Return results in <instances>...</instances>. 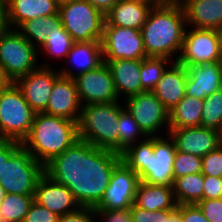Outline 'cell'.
I'll return each instance as SVG.
<instances>
[{"label":"cell","mask_w":222,"mask_h":222,"mask_svg":"<svg viewBox=\"0 0 222 222\" xmlns=\"http://www.w3.org/2000/svg\"><path fill=\"white\" fill-rule=\"evenodd\" d=\"M121 154L77 140L44 166L53 181L67 186L81 207L95 208L104 196Z\"/></svg>","instance_id":"obj_1"},{"label":"cell","mask_w":222,"mask_h":222,"mask_svg":"<svg viewBox=\"0 0 222 222\" xmlns=\"http://www.w3.org/2000/svg\"><path fill=\"white\" fill-rule=\"evenodd\" d=\"M186 26L181 3L153 7L140 30L146 56L170 59L175 53H181Z\"/></svg>","instance_id":"obj_2"},{"label":"cell","mask_w":222,"mask_h":222,"mask_svg":"<svg viewBox=\"0 0 222 222\" xmlns=\"http://www.w3.org/2000/svg\"><path fill=\"white\" fill-rule=\"evenodd\" d=\"M77 122L62 117L35 113L31 131L22 145L45 166L78 140Z\"/></svg>","instance_id":"obj_3"},{"label":"cell","mask_w":222,"mask_h":222,"mask_svg":"<svg viewBox=\"0 0 222 222\" xmlns=\"http://www.w3.org/2000/svg\"><path fill=\"white\" fill-rule=\"evenodd\" d=\"M118 102L83 105L77 123L79 140L118 153L119 116L124 110Z\"/></svg>","instance_id":"obj_4"},{"label":"cell","mask_w":222,"mask_h":222,"mask_svg":"<svg viewBox=\"0 0 222 222\" xmlns=\"http://www.w3.org/2000/svg\"><path fill=\"white\" fill-rule=\"evenodd\" d=\"M35 112L13 82L0 90V136L22 143L29 135Z\"/></svg>","instance_id":"obj_5"},{"label":"cell","mask_w":222,"mask_h":222,"mask_svg":"<svg viewBox=\"0 0 222 222\" xmlns=\"http://www.w3.org/2000/svg\"><path fill=\"white\" fill-rule=\"evenodd\" d=\"M58 13L74 42L102 41L105 14L87 0L60 4Z\"/></svg>","instance_id":"obj_6"},{"label":"cell","mask_w":222,"mask_h":222,"mask_svg":"<svg viewBox=\"0 0 222 222\" xmlns=\"http://www.w3.org/2000/svg\"><path fill=\"white\" fill-rule=\"evenodd\" d=\"M44 174V166L34 159L33 154L21 145L4 162L0 185L6 194H35L36 184Z\"/></svg>","instance_id":"obj_7"},{"label":"cell","mask_w":222,"mask_h":222,"mask_svg":"<svg viewBox=\"0 0 222 222\" xmlns=\"http://www.w3.org/2000/svg\"><path fill=\"white\" fill-rule=\"evenodd\" d=\"M38 51L17 29L8 28L0 35V64L15 82L37 67Z\"/></svg>","instance_id":"obj_8"},{"label":"cell","mask_w":222,"mask_h":222,"mask_svg":"<svg viewBox=\"0 0 222 222\" xmlns=\"http://www.w3.org/2000/svg\"><path fill=\"white\" fill-rule=\"evenodd\" d=\"M175 61L186 68L203 63L222 61L221 45L217 30L186 29L180 55Z\"/></svg>","instance_id":"obj_9"},{"label":"cell","mask_w":222,"mask_h":222,"mask_svg":"<svg viewBox=\"0 0 222 222\" xmlns=\"http://www.w3.org/2000/svg\"><path fill=\"white\" fill-rule=\"evenodd\" d=\"M103 60H142L147 58L139 29L104 24L101 41Z\"/></svg>","instance_id":"obj_10"},{"label":"cell","mask_w":222,"mask_h":222,"mask_svg":"<svg viewBox=\"0 0 222 222\" xmlns=\"http://www.w3.org/2000/svg\"><path fill=\"white\" fill-rule=\"evenodd\" d=\"M139 176L121 161L113 170L104 196L94 210L124 211L132 207Z\"/></svg>","instance_id":"obj_11"},{"label":"cell","mask_w":222,"mask_h":222,"mask_svg":"<svg viewBox=\"0 0 222 222\" xmlns=\"http://www.w3.org/2000/svg\"><path fill=\"white\" fill-rule=\"evenodd\" d=\"M147 136H154L162 126L169 132V111L152 91L132 95L124 107Z\"/></svg>","instance_id":"obj_12"},{"label":"cell","mask_w":222,"mask_h":222,"mask_svg":"<svg viewBox=\"0 0 222 222\" xmlns=\"http://www.w3.org/2000/svg\"><path fill=\"white\" fill-rule=\"evenodd\" d=\"M81 105L119 101L113 76L106 63L74 78ZM85 102V103H84Z\"/></svg>","instance_id":"obj_13"},{"label":"cell","mask_w":222,"mask_h":222,"mask_svg":"<svg viewBox=\"0 0 222 222\" xmlns=\"http://www.w3.org/2000/svg\"><path fill=\"white\" fill-rule=\"evenodd\" d=\"M50 64H42L14 83L35 113H43L48 105L55 80L60 76Z\"/></svg>","instance_id":"obj_14"},{"label":"cell","mask_w":222,"mask_h":222,"mask_svg":"<svg viewBox=\"0 0 222 222\" xmlns=\"http://www.w3.org/2000/svg\"><path fill=\"white\" fill-rule=\"evenodd\" d=\"M175 154L176 146L170 136L167 140L159 135L153 136V151L149 153L148 166L139 175L140 181L152 185L173 186Z\"/></svg>","instance_id":"obj_15"},{"label":"cell","mask_w":222,"mask_h":222,"mask_svg":"<svg viewBox=\"0 0 222 222\" xmlns=\"http://www.w3.org/2000/svg\"><path fill=\"white\" fill-rule=\"evenodd\" d=\"M170 136L176 146V151L203 157L222 144V133L215 129L186 127L169 129Z\"/></svg>","instance_id":"obj_16"},{"label":"cell","mask_w":222,"mask_h":222,"mask_svg":"<svg viewBox=\"0 0 222 222\" xmlns=\"http://www.w3.org/2000/svg\"><path fill=\"white\" fill-rule=\"evenodd\" d=\"M81 107L74 79L60 75L54 82L48 105L43 113L78 123Z\"/></svg>","instance_id":"obj_17"},{"label":"cell","mask_w":222,"mask_h":222,"mask_svg":"<svg viewBox=\"0 0 222 222\" xmlns=\"http://www.w3.org/2000/svg\"><path fill=\"white\" fill-rule=\"evenodd\" d=\"M34 200L60 217L81 207L67 186L53 181L45 173L36 184Z\"/></svg>","instance_id":"obj_18"},{"label":"cell","mask_w":222,"mask_h":222,"mask_svg":"<svg viewBox=\"0 0 222 222\" xmlns=\"http://www.w3.org/2000/svg\"><path fill=\"white\" fill-rule=\"evenodd\" d=\"M186 95L205 99L222 88V61L187 67Z\"/></svg>","instance_id":"obj_19"},{"label":"cell","mask_w":222,"mask_h":222,"mask_svg":"<svg viewBox=\"0 0 222 222\" xmlns=\"http://www.w3.org/2000/svg\"><path fill=\"white\" fill-rule=\"evenodd\" d=\"M172 67L166 69L158 84L152 90L165 108L172 110L186 95L187 69L173 60Z\"/></svg>","instance_id":"obj_20"},{"label":"cell","mask_w":222,"mask_h":222,"mask_svg":"<svg viewBox=\"0 0 222 222\" xmlns=\"http://www.w3.org/2000/svg\"><path fill=\"white\" fill-rule=\"evenodd\" d=\"M186 24L197 29L222 27V0H182Z\"/></svg>","instance_id":"obj_21"},{"label":"cell","mask_w":222,"mask_h":222,"mask_svg":"<svg viewBox=\"0 0 222 222\" xmlns=\"http://www.w3.org/2000/svg\"><path fill=\"white\" fill-rule=\"evenodd\" d=\"M9 28L16 29L25 21L58 14L57 0H6Z\"/></svg>","instance_id":"obj_22"},{"label":"cell","mask_w":222,"mask_h":222,"mask_svg":"<svg viewBox=\"0 0 222 222\" xmlns=\"http://www.w3.org/2000/svg\"><path fill=\"white\" fill-rule=\"evenodd\" d=\"M113 76L118 97L123 93L126 98L144 92L141 87L140 70L142 60L117 59L104 61Z\"/></svg>","instance_id":"obj_23"},{"label":"cell","mask_w":222,"mask_h":222,"mask_svg":"<svg viewBox=\"0 0 222 222\" xmlns=\"http://www.w3.org/2000/svg\"><path fill=\"white\" fill-rule=\"evenodd\" d=\"M66 58L70 60L68 63L72 62L76 68L78 67V71L75 74V72L65 68L59 73L62 76L74 78L79 74L94 70L104 63L102 44L99 41L74 42Z\"/></svg>","instance_id":"obj_24"},{"label":"cell","mask_w":222,"mask_h":222,"mask_svg":"<svg viewBox=\"0 0 222 222\" xmlns=\"http://www.w3.org/2000/svg\"><path fill=\"white\" fill-rule=\"evenodd\" d=\"M152 8L144 3L120 0L106 13L105 23L141 30Z\"/></svg>","instance_id":"obj_25"},{"label":"cell","mask_w":222,"mask_h":222,"mask_svg":"<svg viewBox=\"0 0 222 222\" xmlns=\"http://www.w3.org/2000/svg\"><path fill=\"white\" fill-rule=\"evenodd\" d=\"M134 204L144 210H173L176 206L173 186L152 185L140 181Z\"/></svg>","instance_id":"obj_26"},{"label":"cell","mask_w":222,"mask_h":222,"mask_svg":"<svg viewBox=\"0 0 222 222\" xmlns=\"http://www.w3.org/2000/svg\"><path fill=\"white\" fill-rule=\"evenodd\" d=\"M203 99L185 95L169 111V129L201 126Z\"/></svg>","instance_id":"obj_27"},{"label":"cell","mask_w":222,"mask_h":222,"mask_svg":"<svg viewBox=\"0 0 222 222\" xmlns=\"http://www.w3.org/2000/svg\"><path fill=\"white\" fill-rule=\"evenodd\" d=\"M62 26L59 13L47 17H39L23 22L18 31L34 46L36 43L41 48L47 42V35H50L51 31H56ZM36 41V43L34 42Z\"/></svg>","instance_id":"obj_28"},{"label":"cell","mask_w":222,"mask_h":222,"mask_svg":"<svg viewBox=\"0 0 222 222\" xmlns=\"http://www.w3.org/2000/svg\"><path fill=\"white\" fill-rule=\"evenodd\" d=\"M204 175L188 174L177 178L173 184L174 197L177 205L197 204L203 200Z\"/></svg>","instance_id":"obj_29"},{"label":"cell","mask_w":222,"mask_h":222,"mask_svg":"<svg viewBox=\"0 0 222 222\" xmlns=\"http://www.w3.org/2000/svg\"><path fill=\"white\" fill-rule=\"evenodd\" d=\"M35 194L8 193L0 203V222H23Z\"/></svg>","instance_id":"obj_30"},{"label":"cell","mask_w":222,"mask_h":222,"mask_svg":"<svg viewBox=\"0 0 222 222\" xmlns=\"http://www.w3.org/2000/svg\"><path fill=\"white\" fill-rule=\"evenodd\" d=\"M136 144L123 151L121 159L139 176L148 166L149 153L153 151V136H146L145 139Z\"/></svg>","instance_id":"obj_31"},{"label":"cell","mask_w":222,"mask_h":222,"mask_svg":"<svg viewBox=\"0 0 222 222\" xmlns=\"http://www.w3.org/2000/svg\"><path fill=\"white\" fill-rule=\"evenodd\" d=\"M201 126L222 133V88L204 99Z\"/></svg>","instance_id":"obj_32"},{"label":"cell","mask_w":222,"mask_h":222,"mask_svg":"<svg viewBox=\"0 0 222 222\" xmlns=\"http://www.w3.org/2000/svg\"><path fill=\"white\" fill-rule=\"evenodd\" d=\"M147 136L138 123L133 119V116L124 109L119 116L118 125V153L121 154L129 146L137 142L138 137Z\"/></svg>","instance_id":"obj_33"},{"label":"cell","mask_w":222,"mask_h":222,"mask_svg":"<svg viewBox=\"0 0 222 222\" xmlns=\"http://www.w3.org/2000/svg\"><path fill=\"white\" fill-rule=\"evenodd\" d=\"M170 59L147 57L142 59L140 79L141 87L145 91H152L158 84L163 73L165 72L166 64Z\"/></svg>","instance_id":"obj_34"},{"label":"cell","mask_w":222,"mask_h":222,"mask_svg":"<svg viewBox=\"0 0 222 222\" xmlns=\"http://www.w3.org/2000/svg\"><path fill=\"white\" fill-rule=\"evenodd\" d=\"M73 44L72 37L62 25L58 30L51 31L50 35H47V42L42 47V50L49 56H53V58H63L67 57Z\"/></svg>","instance_id":"obj_35"},{"label":"cell","mask_w":222,"mask_h":222,"mask_svg":"<svg viewBox=\"0 0 222 222\" xmlns=\"http://www.w3.org/2000/svg\"><path fill=\"white\" fill-rule=\"evenodd\" d=\"M202 171V157L176 151L173 161V179Z\"/></svg>","instance_id":"obj_36"},{"label":"cell","mask_w":222,"mask_h":222,"mask_svg":"<svg viewBox=\"0 0 222 222\" xmlns=\"http://www.w3.org/2000/svg\"><path fill=\"white\" fill-rule=\"evenodd\" d=\"M201 173L222 178V144L202 157Z\"/></svg>","instance_id":"obj_37"},{"label":"cell","mask_w":222,"mask_h":222,"mask_svg":"<svg viewBox=\"0 0 222 222\" xmlns=\"http://www.w3.org/2000/svg\"><path fill=\"white\" fill-rule=\"evenodd\" d=\"M60 216L43 207L35 200L32 202L23 222H59Z\"/></svg>","instance_id":"obj_38"},{"label":"cell","mask_w":222,"mask_h":222,"mask_svg":"<svg viewBox=\"0 0 222 222\" xmlns=\"http://www.w3.org/2000/svg\"><path fill=\"white\" fill-rule=\"evenodd\" d=\"M197 205L210 222H222V198L203 199Z\"/></svg>","instance_id":"obj_39"},{"label":"cell","mask_w":222,"mask_h":222,"mask_svg":"<svg viewBox=\"0 0 222 222\" xmlns=\"http://www.w3.org/2000/svg\"><path fill=\"white\" fill-rule=\"evenodd\" d=\"M132 222H164V210H144L135 204L129 209Z\"/></svg>","instance_id":"obj_40"},{"label":"cell","mask_w":222,"mask_h":222,"mask_svg":"<svg viewBox=\"0 0 222 222\" xmlns=\"http://www.w3.org/2000/svg\"><path fill=\"white\" fill-rule=\"evenodd\" d=\"M203 199L222 198V178L204 175Z\"/></svg>","instance_id":"obj_41"},{"label":"cell","mask_w":222,"mask_h":222,"mask_svg":"<svg viewBox=\"0 0 222 222\" xmlns=\"http://www.w3.org/2000/svg\"><path fill=\"white\" fill-rule=\"evenodd\" d=\"M96 211L90 207H80L75 212L65 214L59 218V222H95Z\"/></svg>","instance_id":"obj_42"},{"label":"cell","mask_w":222,"mask_h":222,"mask_svg":"<svg viewBox=\"0 0 222 222\" xmlns=\"http://www.w3.org/2000/svg\"><path fill=\"white\" fill-rule=\"evenodd\" d=\"M181 220L182 222H210L197 204L181 205Z\"/></svg>","instance_id":"obj_43"},{"label":"cell","mask_w":222,"mask_h":222,"mask_svg":"<svg viewBox=\"0 0 222 222\" xmlns=\"http://www.w3.org/2000/svg\"><path fill=\"white\" fill-rule=\"evenodd\" d=\"M96 216L103 217L102 222H132L129 209L124 211L117 210H95Z\"/></svg>","instance_id":"obj_44"},{"label":"cell","mask_w":222,"mask_h":222,"mask_svg":"<svg viewBox=\"0 0 222 222\" xmlns=\"http://www.w3.org/2000/svg\"><path fill=\"white\" fill-rule=\"evenodd\" d=\"M21 145L22 143L20 142L8 139H2L0 141V176H2L4 162H6Z\"/></svg>","instance_id":"obj_45"},{"label":"cell","mask_w":222,"mask_h":222,"mask_svg":"<svg viewBox=\"0 0 222 222\" xmlns=\"http://www.w3.org/2000/svg\"><path fill=\"white\" fill-rule=\"evenodd\" d=\"M91 5L106 13L120 0H87Z\"/></svg>","instance_id":"obj_46"},{"label":"cell","mask_w":222,"mask_h":222,"mask_svg":"<svg viewBox=\"0 0 222 222\" xmlns=\"http://www.w3.org/2000/svg\"><path fill=\"white\" fill-rule=\"evenodd\" d=\"M164 222H182L181 205H177L173 210H164Z\"/></svg>","instance_id":"obj_47"},{"label":"cell","mask_w":222,"mask_h":222,"mask_svg":"<svg viewBox=\"0 0 222 222\" xmlns=\"http://www.w3.org/2000/svg\"><path fill=\"white\" fill-rule=\"evenodd\" d=\"M8 28L6 0H0V35Z\"/></svg>","instance_id":"obj_48"},{"label":"cell","mask_w":222,"mask_h":222,"mask_svg":"<svg viewBox=\"0 0 222 222\" xmlns=\"http://www.w3.org/2000/svg\"><path fill=\"white\" fill-rule=\"evenodd\" d=\"M13 82L6 75L3 66L0 64V90L8 88Z\"/></svg>","instance_id":"obj_49"},{"label":"cell","mask_w":222,"mask_h":222,"mask_svg":"<svg viewBox=\"0 0 222 222\" xmlns=\"http://www.w3.org/2000/svg\"><path fill=\"white\" fill-rule=\"evenodd\" d=\"M125 1L144 3V4L152 6V7H157V6L162 5L164 3L162 0H125Z\"/></svg>","instance_id":"obj_50"},{"label":"cell","mask_w":222,"mask_h":222,"mask_svg":"<svg viewBox=\"0 0 222 222\" xmlns=\"http://www.w3.org/2000/svg\"><path fill=\"white\" fill-rule=\"evenodd\" d=\"M5 195H6V192H5L4 188L0 185V203L4 199Z\"/></svg>","instance_id":"obj_51"},{"label":"cell","mask_w":222,"mask_h":222,"mask_svg":"<svg viewBox=\"0 0 222 222\" xmlns=\"http://www.w3.org/2000/svg\"><path fill=\"white\" fill-rule=\"evenodd\" d=\"M218 35H219V40H220V45H221V53H222V27L217 30Z\"/></svg>","instance_id":"obj_52"},{"label":"cell","mask_w":222,"mask_h":222,"mask_svg":"<svg viewBox=\"0 0 222 222\" xmlns=\"http://www.w3.org/2000/svg\"><path fill=\"white\" fill-rule=\"evenodd\" d=\"M164 3H180L182 0H162Z\"/></svg>","instance_id":"obj_53"},{"label":"cell","mask_w":222,"mask_h":222,"mask_svg":"<svg viewBox=\"0 0 222 222\" xmlns=\"http://www.w3.org/2000/svg\"><path fill=\"white\" fill-rule=\"evenodd\" d=\"M75 0H57L58 4H64V3H68V2H73Z\"/></svg>","instance_id":"obj_54"}]
</instances>
